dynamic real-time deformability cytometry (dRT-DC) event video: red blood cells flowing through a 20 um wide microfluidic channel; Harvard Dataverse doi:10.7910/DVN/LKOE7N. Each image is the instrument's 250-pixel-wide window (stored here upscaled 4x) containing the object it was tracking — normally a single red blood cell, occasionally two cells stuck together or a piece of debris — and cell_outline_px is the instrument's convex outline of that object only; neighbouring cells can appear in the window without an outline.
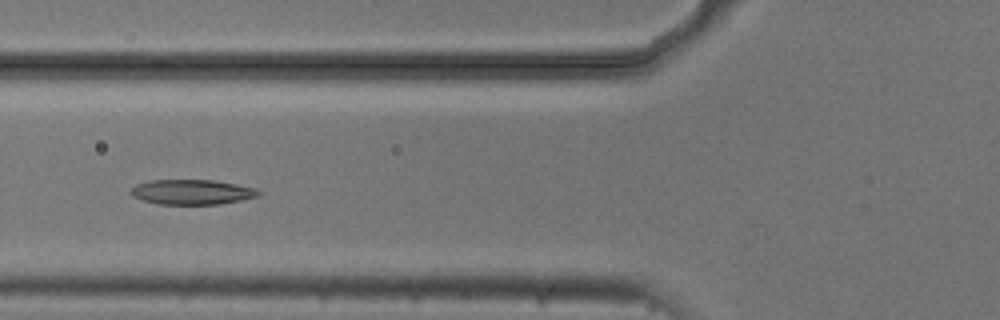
{"species": "common noctule bat (a hibernating species)", "species_latin": "Nyctalus noctula", "temperature_condition": "cold", "stored_images_in_passage": 5, "camera_frame_rate_fps": 3000, "um_per_image_px": 0.085, "animal": {"sex": "male", "body_mass_g": 20.5, "forearm_length_mm": 52.5}, "frame": {"image": 1, "passage_image": 5, "time_ms": 1.333, "image_size_px": [1000, 320], "cell_outline_px": [[260, 196], [220, 204], [160, 204], [144, 200], [132, 196], [128, 192], [136, 184], [148, 180], [212, 180], [236, 184], [256, 188], [260, 192]], "centroid_in_image_um": [16.3, 16.32], "position_along_channel_um": 109.5, "area_um2": 18.55}}